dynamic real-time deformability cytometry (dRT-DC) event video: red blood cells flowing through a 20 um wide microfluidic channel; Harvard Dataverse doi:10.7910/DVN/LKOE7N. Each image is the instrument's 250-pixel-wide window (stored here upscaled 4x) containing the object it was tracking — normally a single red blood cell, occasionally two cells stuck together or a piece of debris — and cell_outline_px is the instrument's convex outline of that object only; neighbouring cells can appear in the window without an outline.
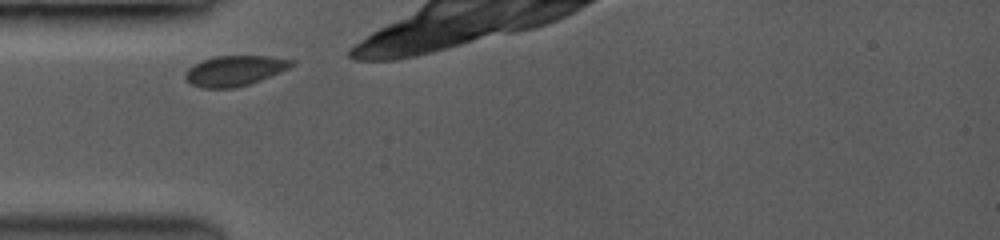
{"species": "common noctule bat (a hibernating species)", "species_latin": "Nyctalus noctula", "temperature_condition": "room temperature", "stored_images_in_passage": 11, "camera_frame_rate_fps": 3500, "um_per_image_px": 0.085, "animal": {"sex": "female", "body_mass_g": 19.0, "forearm_length_mm": 53.3}, "frame": {"image": 1, "passage_image": 1, "time_ms": 0.0, "image_size_px": [1000, 240], "cell_outline_px": [[296, 64], [280, 72], [260, 80], [248, 84], [232, 88], [204, 88], [192, 84], [184, 76], [188, 68], [204, 60], [216, 56], [272, 56], [296, 60]], "centroid_in_image_um": [20.0, 6.0], "position_along_channel_um": 65.0, "area_um2": 18.55}}
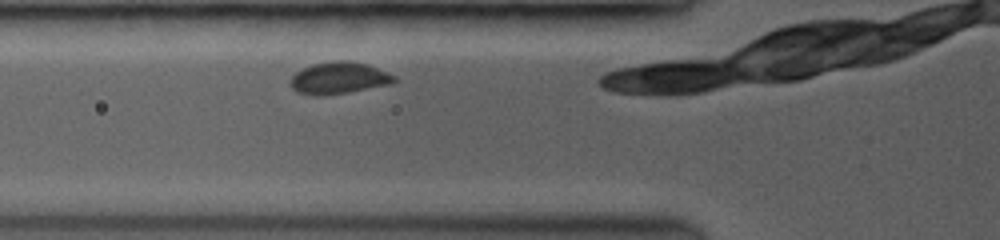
{"frame": {"image": 2, "passage_image": 5, "time_ms": 0.857, "image_size_px": [1000, 240], "cell_outline_px": [[396, 80], [392, 84], [348, 92], [300, 92], [292, 88], [288, 84], [288, 80], [296, 72], [312, 64], [340, 60], [348, 60], [368, 64], [388, 72], [396, 76]], "centroid_in_image_um": [28.87, 6.57], "position_along_channel_um": 96.9, "area_um2": 18.61}}